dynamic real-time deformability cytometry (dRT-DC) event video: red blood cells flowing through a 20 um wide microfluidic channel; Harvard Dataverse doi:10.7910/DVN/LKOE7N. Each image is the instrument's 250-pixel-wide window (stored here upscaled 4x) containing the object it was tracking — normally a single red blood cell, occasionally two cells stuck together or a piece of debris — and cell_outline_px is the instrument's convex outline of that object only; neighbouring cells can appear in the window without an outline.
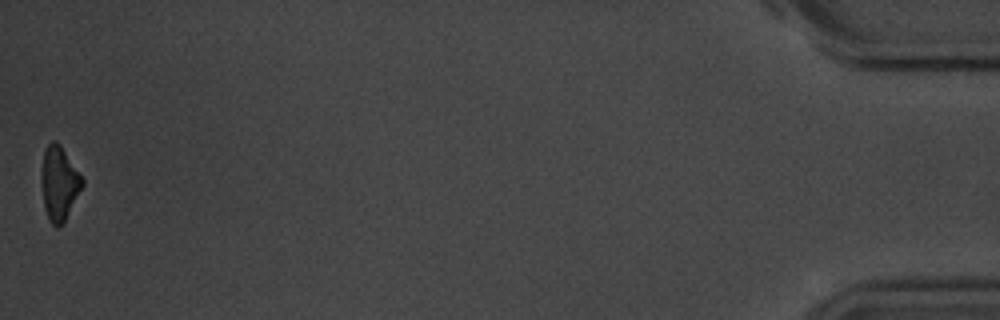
{"species": "common noctule bat (a hibernating species)", "species_latin": "Nyctalus noctula", "temperature_condition": "room temperature", "stored_images_in_passage": 41, "camera_frame_rate_fps": 3000, "um_per_image_px": 0.085, "animal": {"sex": "male", "body_mass_g": 20.1, "forearm_length_mm": 53.5}, "frame": {"image": 1, "passage_image": 41, "time_ms": 13.333, "image_size_px": [1000, 320], "cell_outline_px": [[84, 184], [64, 224], [60, 228], [56, 228], [48, 220], [44, 208], [44, 152], [48, 144], [52, 140], [56, 140], [60, 144], [84, 180]], "centroid_in_image_um": [5.09, 15.65], "position_along_channel_um": 430.1, "area_um2": 17.11}, "authors_computed_cell_mechanics": {"area_um2": 18.9006, "velocity_mm_per_s": 3.6643, "shape_relaxation_time_tau1_ms": 3.703, "shape_relaxation_time_tau2_ms": null, "deformation_change_tau1": 0.1423, "deformation_change_tau2": null}}